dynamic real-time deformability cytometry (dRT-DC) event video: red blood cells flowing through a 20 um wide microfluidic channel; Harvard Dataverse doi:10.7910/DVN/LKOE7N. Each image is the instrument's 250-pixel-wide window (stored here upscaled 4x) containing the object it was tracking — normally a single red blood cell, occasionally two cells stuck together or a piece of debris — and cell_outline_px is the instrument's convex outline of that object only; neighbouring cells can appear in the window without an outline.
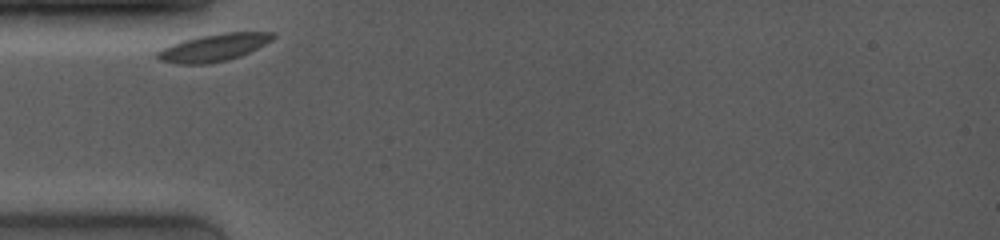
{"species": "common noctule bat (a hibernating species)", "species_latin": "Nyctalus noctula", "temperature_condition": "room temperature", "stored_images_in_passage": 5, "camera_frame_rate_fps": 4000, "um_per_image_px": 0.085, "animal": {"sex": "female", "body_mass_g": 19.0, "forearm_length_mm": 53.3}, "frame": {"image": 1, "passage_image": 1, "time_ms": 0.0, "image_size_px": [1000, 240], "cell_outline_px": [[276, 36], [272, 40], [240, 56], [228, 60], [208, 64], [176, 64], [160, 60], [156, 56], [156, 52], [172, 44], [184, 40], [200, 36], [224, 32], [276, 32]], "centroid_in_image_um": [18.17, 4.04], "position_along_channel_um": 66.8, "area_um2": 18.32}}